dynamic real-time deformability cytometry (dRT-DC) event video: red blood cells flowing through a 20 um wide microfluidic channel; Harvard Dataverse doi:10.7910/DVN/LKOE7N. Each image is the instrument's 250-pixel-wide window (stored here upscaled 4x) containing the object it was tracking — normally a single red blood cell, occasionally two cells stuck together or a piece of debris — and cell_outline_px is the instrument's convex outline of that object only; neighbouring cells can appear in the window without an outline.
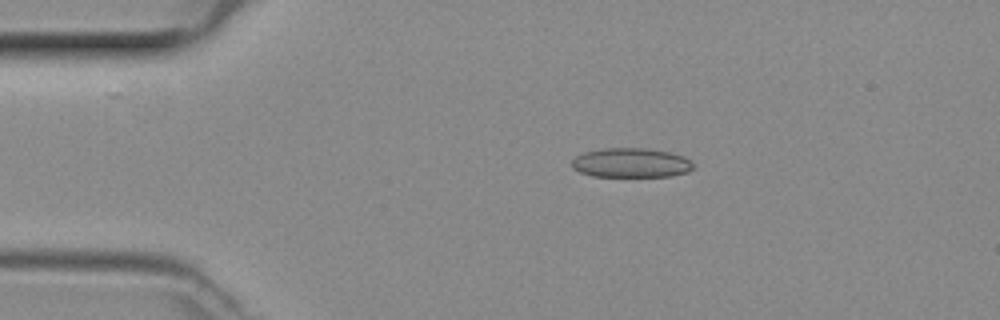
{"species": "common noctule bat (a hibernating species)", "species_latin": "Nyctalus noctula", "temperature_condition": "room temperature", "stored_images_in_passage": 43, "camera_frame_rate_fps": 3000, "um_per_image_px": 0.085, "animal": {"sex": "female", "body_mass_g": 29.2, "forearm_length_mm": 56.3}, "frame": {"image": 1, "passage_image": 4, "time_ms": 1.0, "image_size_px": [1000, 320], "cell_outline_px": [[692, 168], [688, 172], [672, 176], [592, 176], [580, 172], [572, 168], [572, 160], [576, 156], [584, 152], [604, 148], [648, 148], [668, 152], [684, 156], [692, 164]], "centroid_in_image_um": [53.61, 13.83], "position_along_channel_um": 31.4, "area_um2": 20.75}}
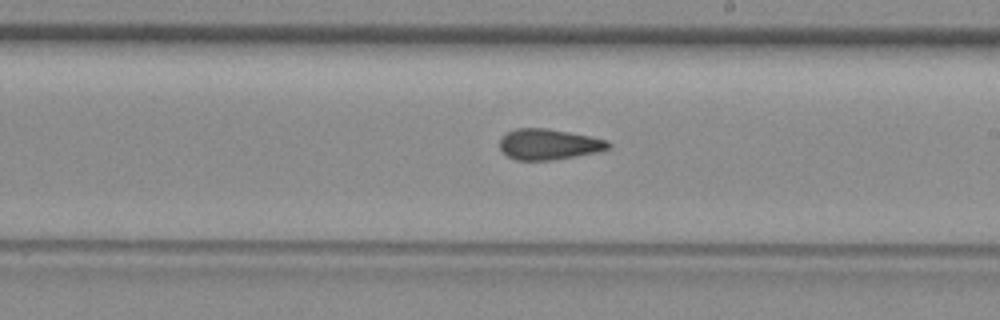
{"frame": {"image": 2, "passage_image": 22, "time_ms": 7.0, "image_size_px": [1000, 320], "cell_outline_px": [[612, 148], [600, 152], [552, 160], [516, 160], [508, 156], [500, 148], [500, 136], [516, 128], [544, 128], [568, 132], [608, 140], [612, 144]], "centroid_in_image_um": [46.67, 12.27], "position_along_channel_um": 242.3, "area_um2": 19.54}}
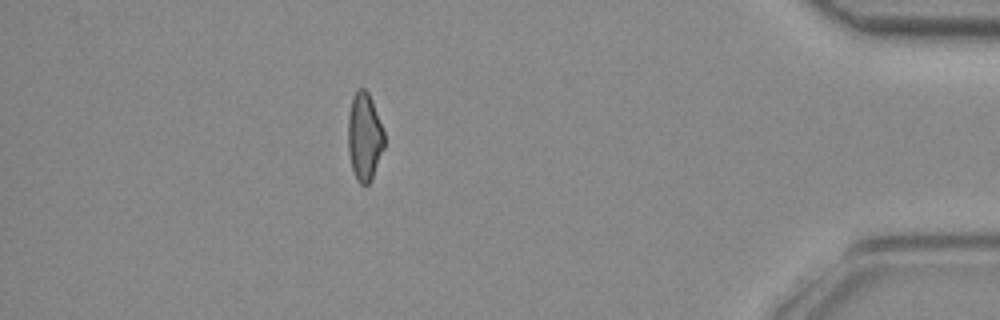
{"frame": {"image": 3, "passage_image": 37, "time_ms": 12.0, "image_size_px": [1000, 320], "cell_outline_px": [[384, 148], [372, 180], [368, 184], [360, 184], [356, 180], [352, 168], [348, 152], [348, 116], [352, 96], [360, 88], [364, 88], [368, 92], [372, 100], [384, 132]], "centroid_in_image_um": [30.97, 11.64], "position_along_channel_um": 404.2, "area_um2": 18.67}}